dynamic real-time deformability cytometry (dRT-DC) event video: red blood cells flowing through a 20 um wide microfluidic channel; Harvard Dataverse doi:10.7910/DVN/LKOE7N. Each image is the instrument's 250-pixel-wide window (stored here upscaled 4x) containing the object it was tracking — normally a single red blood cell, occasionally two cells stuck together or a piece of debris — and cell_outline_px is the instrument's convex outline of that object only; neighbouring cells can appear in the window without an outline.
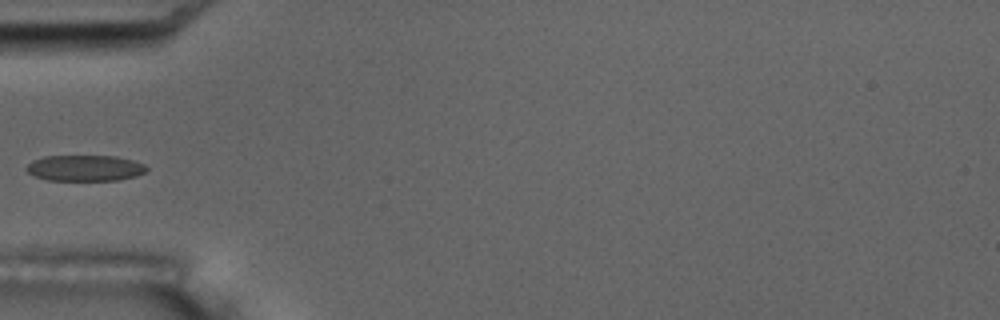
{"species": "common noctule bat (a hibernating species)", "species_latin": "Nyctalus noctula", "temperature_condition": "room temperature", "stored_images_in_passage": 15, "camera_frame_rate_fps": 3000, "um_per_image_px": 0.085, "animal": {"sex": "male", "body_mass_g": 17.5, "forearm_length_mm": 52.3}, "frame": {"image": 1, "passage_image": 5, "time_ms": 4.667, "image_size_px": [1000, 320], "cell_outline_px": [[148, 168], [144, 172], [136, 176], [120, 180], [48, 180], [36, 176], [28, 172], [24, 168], [32, 160], [44, 156], [116, 156], [132, 160], [144, 164]], "centroid_in_image_um": [7.21, 14.28], "position_along_channel_um": 77.8, "area_um2": 18.15}, "authors_computed_cell_mechanics": {"area_um2": 19.5942, "velocity_mm_per_s": 3.4828, "shape_relaxation_time_tau1_ms": 1.6918, "shape_relaxation_time_tau2_ms": 1.8159, "deformation_change_tau1": 0.0723, "deformation_change_tau2": 0.0945}}